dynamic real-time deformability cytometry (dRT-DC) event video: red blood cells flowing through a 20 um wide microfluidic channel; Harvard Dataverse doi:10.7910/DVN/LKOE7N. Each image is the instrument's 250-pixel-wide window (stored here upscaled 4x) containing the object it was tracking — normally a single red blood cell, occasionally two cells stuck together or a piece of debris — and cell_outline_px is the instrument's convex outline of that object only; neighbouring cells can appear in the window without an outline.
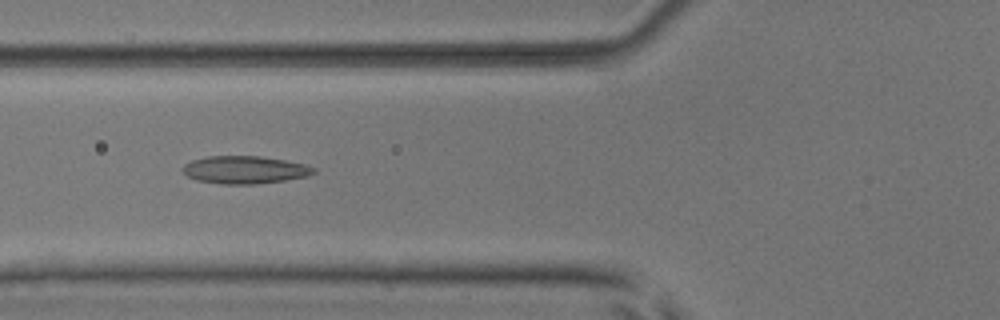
{"species": "common noctule bat (a hibernating species)", "species_latin": "Nyctalus noctula", "temperature_condition": "room temperature", "stored_images_in_passage": 54, "camera_frame_rate_fps": 3000, "um_per_image_px": 0.085, "animal": {"sex": "male", "body_mass_g": 17.9, "forearm_length_mm": 54.2}, "frame": {"image": 1, "passage_image": 21, "time_ms": 6.667, "image_size_px": [1000, 320], "cell_outline_px": [[316, 172], [308, 176], [284, 180], [256, 184], [224, 184], [196, 180], [188, 176], [180, 168], [184, 164], [192, 160], [208, 156], [260, 156], [284, 160], [304, 164], [316, 168]], "centroid_in_image_um": [20.8, 14.43], "position_along_channel_um": 105.0, "area_um2": 21.1}}
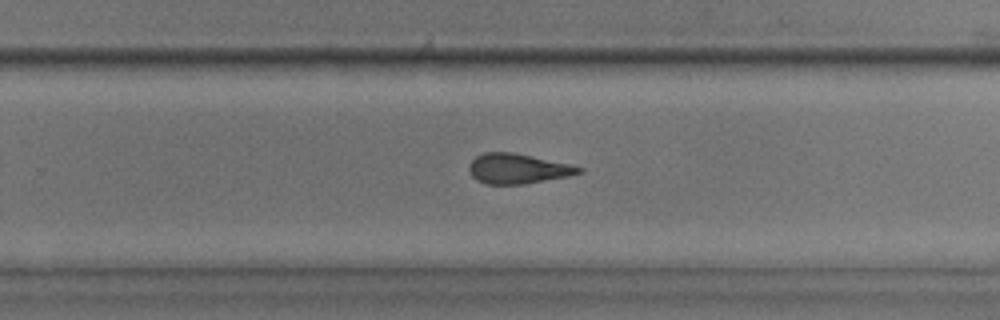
{"frame": {"image": 2, "passage_image": 35, "time_ms": 11.333, "image_size_px": [1000, 320], "cell_outline_px": [[584, 172], [568, 176], [520, 184], [484, 184], [476, 180], [472, 176], [468, 168], [468, 164], [476, 156], [484, 152], [512, 152], [572, 164], [584, 168]], "centroid_in_image_um": [44.0, 14.33], "position_along_channel_um": 285.8, "area_um2": 19.25}}
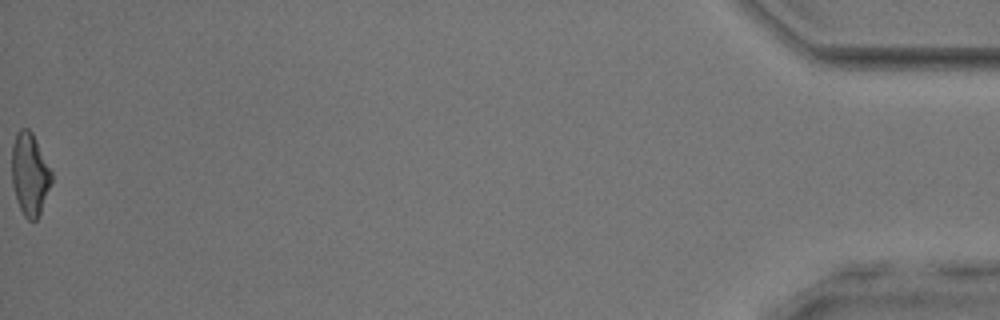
{"frame": {"image": 3, "passage_image": 54, "time_ms": 17.667, "image_size_px": [1000, 320], "cell_outline_px": [[52, 180], [40, 212], [36, 220], [28, 220], [24, 216], [16, 200], [12, 184], [12, 144], [16, 132], [20, 128], [28, 128], [32, 132], [52, 172]], "centroid_in_image_um": [2.51, 14.78], "position_along_channel_um": 432.7, "area_um2": 18.96}, "authors_computed_cell_mechanics": {"area_um2": 19.8543, "velocity_mm_per_s": 3.8889, "shape_relaxation_time_tau1_ms": null, "shape_relaxation_time_tau2_ms": 2.543, "deformation_change_tau1": null, "deformation_change_tau2": 0.1241}}